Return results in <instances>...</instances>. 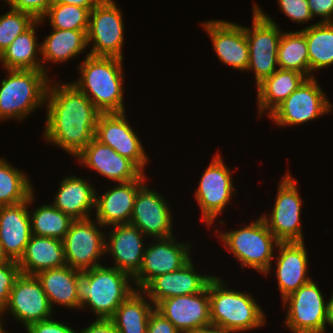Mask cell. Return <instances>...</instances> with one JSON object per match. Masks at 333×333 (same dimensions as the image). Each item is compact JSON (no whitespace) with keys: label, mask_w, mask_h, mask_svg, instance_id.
Wrapping results in <instances>:
<instances>
[{"label":"cell","mask_w":333,"mask_h":333,"mask_svg":"<svg viewBox=\"0 0 333 333\" xmlns=\"http://www.w3.org/2000/svg\"><path fill=\"white\" fill-rule=\"evenodd\" d=\"M44 139L76 157L95 138L100 112L73 83L50 80Z\"/></svg>","instance_id":"1"},{"label":"cell","mask_w":333,"mask_h":333,"mask_svg":"<svg viewBox=\"0 0 333 333\" xmlns=\"http://www.w3.org/2000/svg\"><path fill=\"white\" fill-rule=\"evenodd\" d=\"M123 59L96 57L89 53L77 65L79 77L73 83L100 113L125 112Z\"/></svg>","instance_id":"2"},{"label":"cell","mask_w":333,"mask_h":333,"mask_svg":"<svg viewBox=\"0 0 333 333\" xmlns=\"http://www.w3.org/2000/svg\"><path fill=\"white\" fill-rule=\"evenodd\" d=\"M131 279L128 273L103 264L79 271L76 288L80 309L90 307L97 319H110L121 303L136 291Z\"/></svg>","instance_id":"3"},{"label":"cell","mask_w":333,"mask_h":333,"mask_svg":"<svg viewBox=\"0 0 333 333\" xmlns=\"http://www.w3.org/2000/svg\"><path fill=\"white\" fill-rule=\"evenodd\" d=\"M225 280L213 276L209 281L212 327L240 333L266 324L265 313L252 294L234 291Z\"/></svg>","instance_id":"4"},{"label":"cell","mask_w":333,"mask_h":333,"mask_svg":"<svg viewBox=\"0 0 333 333\" xmlns=\"http://www.w3.org/2000/svg\"><path fill=\"white\" fill-rule=\"evenodd\" d=\"M0 85V121H22L45 105L50 82L43 70H5Z\"/></svg>","instance_id":"5"},{"label":"cell","mask_w":333,"mask_h":333,"mask_svg":"<svg viewBox=\"0 0 333 333\" xmlns=\"http://www.w3.org/2000/svg\"><path fill=\"white\" fill-rule=\"evenodd\" d=\"M232 231L215 230L223 246L240 261V267H250L265 277L272 269L274 249L279 241L260 216L256 221ZM220 232V233H219Z\"/></svg>","instance_id":"6"},{"label":"cell","mask_w":333,"mask_h":333,"mask_svg":"<svg viewBox=\"0 0 333 333\" xmlns=\"http://www.w3.org/2000/svg\"><path fill=\"white\" fill-rule=\"evenodd\" d=\"M252 10V26H244V30L249 45L247 71H254L257 86L279 69L277 55L283 31L258 4Z\"/></svg>","instance_id":"7"},{"label":"cell","mask_w":333,"mask_h":333,"mask_svg":"<svg viewBox=\"0 0 333 333\" xmlns=\"http://www.w3.org/2000/svg\"><path fill=\"white\" fill-rule=\"evenodd\" d=\"M315 77L307 78L268 117L279 127L296 126L320 118L333 111Z\"/></svg>","instance_id":"8"},{"label":"cell","mask_w":333,"mask_h":333,"mask_svg":"<svg viewBox=\"0 0 333 333\" xmlns=\"http://www.w3.org/2000/svg\"><path fill=\"white\" fill-rule=\"evenodd\" d=\"M114 0H102L90 11L87 45L93 43L89 55L123 59L124 20Z\"/></svg>","instance_id":"9"},{"label":"cell","mask_w":333,"mask_h":333,"mask_svg":"<svg viewBox=\"0 0 333 333\" xmlns=\"http://www.w3.org/2000/svg\"><path fill=\"white\" fill-rule=\"evenodd\" d=\"M286 174L278 184L275 204L270 215H261L279 242H304L301 226L303 199L298 193L297 180Z\"/></svg>","instance_id":"10"},{"label":"cell","mask_w":333,"mask_h":333,"mask_svg":"<svg viewBox=\"0 0 333 333\" xmlns=\"http://www.w3.org/2000/svg\"><path fill=\"white\" fill-rule=\"evenodd\" d=\"M231 173L232 170L226 167L217 153L201 176L194 197L200 207L202 222L205 221L208 227L212 226L217 216L223 214L232 197L237 194Z\"/></svg>","instance_id":"11"},{"label":"cell","mask_w":333,"mask_h":333,"mask_svg":"<svg viewBox=\"0 0 333 333\" xmlns=\"http://www.w3.org/2000/svg\"><path fill=\"white\" fill-rule=\"evenodd\" d=\"M282 303L283 308L287 307L283 322L291 332L317 333L326 327L327 301L314 280L299 287Z\"/></svg>","instance_id":"12"},{"label":"cell","mask_w":333,"mask_h":333,"mask_svg":"<svg viewBox=\"0 0 333 333\" xmlns=\"http://www.w3.org/2000/svg\"><path fill=\"white\" fill-rule=\"evenodd\" d=\"M98 226V227H97ZM96 219L74 220L63 239L66 265L84 271L99 266L105 257L106 235Z\"/></svg>","instance_id":"13"},{"label":"cell","mask_w":333,"mask_h":333,"mask_svg":"<svg viewBox=\"0 0 333 333\" xmlns=\"http://www.w3.org/2000/svg\"><path fill=\"white\" fill-rule=\"evenodd\" d=\"M154 241L146 246L141 268L133 276L136 290H141L154 277L181 269L192 259L190 242L179 243L174 235Z\"/></svg>","instance_id":"14"},{"label":"cell","mask_w":333,"mask_h":333,"mask_svg":"<svg viewBox=\"0 0 333 333\" xmlns=\"http://www.w3.org/2000/svg\"><path fill=\"white\" fill-rule=\"evenodd\" d=\"M127 119L126 112L101 113L97 121L95 139L131 160L145 173L144 169L149 158L140 138Z\"/></svg>","instance_id":"15"},{"label":"cell","mask_w":333,"mask_h":333,"mask_svg":"<svg viewBox=\"0 0 333 333\" xmlns=\"http://www.w3.org/2000/svg\"><path fill=\"white\" fill-rule=\"evenodd\" d=\"M24 324L25 329L33 323L52 318L49 299L36 275L21 273L14 282L4 312Z\"/></svg>","instance_id":"16"},{"label":"cell","mask_w":333,"mask_h":333,"mask_svg":"<svg viewBox=\"0 0 333 333\" xmlns=\"http://www.w3.org/2000/svg\"><path fill=\"white\" fill-rule=\"evenodd\" d=\"M155 309L181 333H196L211 327L209 282L202 292L166 298Z\"/></svg>","instance_id":"17"},{"label":"cell","mask_w":333,"mask_h":333,"mask_svg":"<svg viewBox=\"0 0 333 333\" xmlns=\"http://www.w3.org/2000/svg\"><path fill=\"white\" fill-rule=\"evenodd\" d=\"M171 211L164 197L145 183L136 195L129 224L148 238H167L174 235Z\"/></svg>","instance_id":"18"},{"label":"cell","mask_w":333,"mask_h":333,"mask_svg":"<svg viewBox=\"0 0 333 333\" xmlns=\"http://www.w3.org/2000/svg\"><path fill=\"white\" fill-rule=\"evenodd\" d=\"M211 38L213 51L220 62L231 68L247 71L249 63V45L244 26L234 22L211 19L201 23Z\"/></svg>","instance_id":"19"},{"label":"cell","mask_w":333,"mask_h":333,"mask_svg":"<svg viewBox=\"0 0 333 333\" xmlns=\"http://www.w3.org/2000/svg\"><path fill=\"white\" fill-rule=\"evenodd\" d=\"M78 163L87 166L112 182H128L139 179L144 173L129 159L110 146L93 138L76 156Z\"/></svg>","instance_id":"20"},{"label":"cell","mask_w":333,"mask_h":333,"mask_svg":"<svg viewBox=\"0 0 333 333\" xmlns=\"http://www.w3.org/2000/svg\"><path fill=\"white\" fill-rule=\"evenodd\" d=\"M106 233L105 254L115 260L112 267L132 277L140 270L145 251L146 236L134 225L117 224L109 226ZM108 234V235H107Z\"/></svg>","instance_id":"21"},{"label":"cell","mask_w":333,"mask_h":333,"mask_svg":"<svg viewBox=\"0 0 333 333\" xmlns=\"http://www.w3.org/2000/svg\"><path fill=\"white\" fill-rule=\"evenodd\" d=\"M145 175L146 173L137 180L118 182L101 196L96 191L94 214L96 220L106 226L104 229L112 225L129 224L138 190L148 179Z\"/></svg>","instance_id":"22"},{"label":"cell","mask_w":333,"mask_h":333,"mask_svg":"<svg viewBox=\"0 0 333 333\" xmlns=\"http://www.w3.org/2000/svg\"><path fill=\"white\" fill-rule=\"evenodd\" d=\"M192 259L181 269L151 279L141 291L156 306L160 301L202 292L214 275L198 274Z\"/></svg>","instance_id":"23"},{"label":"cell","mask_w":333,"mask_h":333,"mask_svg":"<svg viewBox=\"0 0 333 333\" xmlns=\"http://www.w3.org/2000/svg\"><path fill=\"white\" fill-rule=\"evenodd\" d=\"M34 194L22 203L0 207V242L5 254L16 262L22 257L32 235L28 206L34 203Z\"/></svg>","instance_id":"24"},{"label":"cell","mask_w":333,"mask_h":333,"mask_svg":"<svg viewBox=\"0 0 333 333\" xmlns=\"http://www.w3.org/2000/svg\"><path fill=\"white\" fill-rule=\"evenodd\" d=\"M276 271L282 300L308 283V253L304 242H279L276 248Z\"/></svg>","instance_id":"25"},{"label":"cell","mask_w":333,"mask_h":333,"mask_svg":"<svg viewBox=\"0 0 333 333\" xmlns=\"http://www.w3.org/2000/svg\"><path fill=\"white\" fill-rule=\"evenodd\" d=\"M59 184L60 187L51 204L73 220L91 218L96 200L94 185L77 175H68Z\"/></svg>","instance_id":"26"},{"label":"cell","mask_w":333,"mask_h":333,"mask_svg":"<svg viewBox=\"0 0 333 333\" xmlns=\"http://www.w3.org/2000/svg\"><path fill=\"white\" fill-rule=\"evenodd\" d=\"M17 263L21 273L28 275L65 266L63 240L32 234Z\"/></svg>","instance_id":"27"},{"label":"cell","mask_w":333,"mask_h":333,"mask_svg":"<svg viewBox=\"0 0 333 333\" xmlns=\"http://www.w3.org/2000/svg\"><path fill=\"white\" fill-rule=\"evenodd\" d=\"M80 270L68 265L46 269L36 274L42 288L47 295L52 309L54 305H61L68 309H80L78 292L76 288L77 273Z\"/></svg>","instance_id":"28"},{"label":"cell","mask_w":333,"mask_h":333,"mask_svg":"<svg viewBox=\"0 0 333 333\" xmlns=\"http://www.w3.org/2000/svg\"><path fill=\"white\" fill-rule=\"evenodd\" d=\"M306 79L307 77L298 71L283 69H278L266 77L257 85L258 117L266 111L269 115Z\"/></svg>","instance_id":"29"},{"label":"cell","mask_w":333,"mask_h":333,"mask_svg":"<svg viewBox=\"0 0 333 333\" xmlns=\"http://www.w3.org/2000/svg\"><path fill=\"white\" fill-rule=\"evenodd\" d=\"M41 43L43 71L48 74L47 62L63 63L82 54L87 48V30H63L51 28ZM47 67V68H46Z\"/></svg>","instance_id":"30"},{"label":"cell","mask_w":333,"mask_h":333,"mask_svg":"<svg viewBox=\"0 0 333 333\" xmlns=\"http://www.w3.org/2000/svg\"><path fill=\"white\" fill-rule=\"evenodd\" d=\"M39 24L40 20H37L1 53L0 62L5 70H43L41 57L38 58L41 44L36 42L35 35Z\"/></svg>","instance_id":"31"},{"label":"cell","mask_w":333,"mask_h":333,"mask_svg":"<svg viewBox=\"0 0 333 333\" xmlns=\"http://www.w3.org/2000/svg\"><path fill=\"white\" fill-rule=\"evenodd\" d=\"M144 295L141 290L134 291L110 318L119 333H147L148 320L155 305Z\"/></svg>","instance_id":"32"},{"label":"cell","mask_w":333,"mask_h":333,"mask_svg":"<svg viewBox=\"0 0 333 333\" xmlns=\"http://www.w3.org/2000/svg\"><path fill=\"white\" fill-rule=\"evenodd\" d=\"M300 31L308 44L309 78L316 77L313 73L315 70L320 71L333 64V22H317L300 28Z\"/></svg>","instance_id":"33"},{"label":"cell","mask_w":333,"mask_h":333,"mask_svg":"<svg viewBox=\"0 0 333 333\" xmlns=\"http://www.w3.org/2000/svg\"><path fill=\"white\" fill-rule=\"evenodd\" d=\"M277 59L279 69L298 71L309 78L308 44L300 30L282 33Z\"/></svg>","instance_id":"34"},{"label":"cell","mask_w":333,"mask_h":333,"mask_svg":"<svg viewBox=\"0 0 333 333\" xmlns=\"http://www.w3.org/2000/svg\"><path fill=\"white\" fill-rule=\"evenodd\" d=\"M26 173L0 158V207L28 200L34 192Z\"/></svg>","instance_id":"35"},{"label":"cell","mask_w":333,"mask_h":333,"mask_svg":"<svg viewBox=\"0 0 333 333\" xmlns=\"http://www.w3.org/2000/svg\"><path fill=\"white\" fill-rule=\"evenodd\" d=\"M31 233L63 240L74 221L69 215L56 209L51 203L43 204L30 214Z\"/></svg>","instance_id":"36"},{"label":"cell","mask_w":333,"mask_h":333,"mask_svg":"<svg viewBox=\"0 0 333 333\" xmlns=\"http://www.w3.org/2000/svg\"><path fill=\"white\" fill-rule=\"evenodd\" d=\"M90 9L76 5L52 4L39 19H49L50 27L63 30H88Z\"/></svg>","instance_id":"37"},{"label":"cell","mask_w":333,"mask_h":333,"mask_svg":"<svg viewBox=\"0 0 333 333\" xmlns=\"http://www.w3.org/2000/svg\"><path fill=\"white\" fill-rule=\"evenodd\" d=\"M37 19L30 13L10 8L0 16V55L17 36L29 29Z\"/></svg>","instance_id":"38"},{"label":"cell","mask_w":333,"mask_h":333,"mask_svg":"<svg viewBox=\"0 0 333 333\" xmlns=\"http://www.w3.org/2000/svg\"><path fill=\"white\" fill-rule=\"evenodd\" d=\"M21 274L16 261L0 264V305L4 308L8 303L15 280Z\"/></svg>","instance_id":"39"},{"label":"cell","mask_w":333,"mask_h":333,"mask_svg":"<svg viewBox=\"0 0 333 333\" xmlns=\"http://www.w3.org/2000/svg\"><path fill=\"white\" fill-rule=\"evenodd\" d=\"M277 4L281 12L293 22L304 25L313 19L309 11L308 0H278Z\"/></svg>","instance_id":"40"},{"label":"cell","mask_w":333,"mask_h":333,"mask_svg":"<svg viewBox=\"0 0 333 333\" xmlns=\"http://www.w3.org/2000/svg\"><path fill=\"white\" fill-rule=\"evenodd\" d=\"M10 8L32 14L39 20L53 4V0H5Z\"/></svg>","instance_id":"41"},{"label":"cell","mask_w":333,"mask_h":333,"mask_svg":"<svg viewBox=\"0 0 333 333\" xmlns=\"http://www.w3.org/2000/svg\"><path fill=\"white\" fill-rule=\"evenodd\" d=\"M53 319L54 318H50L30 324L25 330L27 333H78V331L70 327V325L68 326L63 322Z\"/></svg>","instance_id":"42"},{"label":"cell","mask_w":333,"mask_h":333,"mask_svg":"<svg viewBox=\"0 0 333 333\" xmlns=\"http://www.w3.org/2000/svg\"><path fill=\"white\" fill-rule=\"evenodd\" d=\"M147 333H181L166 317L155 308L150 313Z\"/></svg>","instance_id":"43"},{"label":"cell","mask_w":333,"mask_h":333,"mask_svg":"<svg viewBox=\"0 0 333 333\" xmlns=\"http://www.w3.org/2000/svg\"><path fill=\"white\" fill-rule=\"evenodd\" d=\"M311 16L322 17L318 23L333 22V0H308Z\"/></svg>","instance_id":"44"},{"label":"cell","mask_w":333,"mask_h":333,"mask_svg":"<svg viewBox=\"0 0 333 333\" xmlns=\"http://www.w3.org/2000/svg\"><path fill=\"white\" fill-rule=\"evenodd\" d=\"M78 333H119L110 319H97Z\"/></svg>","instance_id":"45"},{"label":"cell","mask_w":333,"mask_h":333,"mask_svg":"<svg viewBox=\"0 0 333 333\" xmlns=\"http://www.w3.org/2000/svg\"><path fill=\"white\" fill-rule=\"evenodd\" d=\"M102 0H53V4L76 5L93 10Z\"/></svg>","instance_id":"46"},{"label":"cell","mask_w":333,"mask_h":333,"mask_svg":"<svg viewBox=\"0 0 333 333\" xmlns=\"http://www.w3.org/2000/svg\"><path fill=\"white\" fill-rule=\"evenodd\" d=\"M327 301V325L333 327V292Z\"/></svg>","instance_id":"47"},{"label":"cell","mask_w":333,"mask_h":333,"mask_svg":"<svg viewBox=\"0 0 333 333\" xmlns=\"http://www.w3.org/2000/svg\"><path fill=\"white\" fill-rule=\"evenodd\" d=\"M196 333H236V332H232V331H228L225 329H220V328H216V327H208L205 329H202Z\"/></svg>","instance_id":"48"},{"label":"cell","mask_w":333,"mask_h":333,"mask_svg":"<svg viewBox=\"0 0 333 333\" xmlns=\"http://www.w3.org/2000/svg\"><path fill=\"white\" fill-rule=\"evenodd\" d=\"M11 260L9 259V257L5 254L3 246L0 242V264H5V263H9Z\"/></svg>","instance_id":"49"},{"label":"cell","mask_w":333,"mask_h":333,"mask_svg":"<svg viewBox=\"0 0 333 333\" xmlns=\"http://www.w3.org/2000/svg\"><path fill=\"white\" fill-rule=\"evenodd\" d=\"M2 316H4V308L0 305V333H7L5 330H4V326L2 324Z\"/></svg>","instance_id":"50"},{"label":"cell","mask_w":333,"mask_h":333,"mask_svg":"<svg viewBox=\"0 0 333 333\" xmlns=\"http://www.w3.org/2000/svg\"><path fill=\"white\" fill-rule=\"evenodd\" d=\"M326 328H327V327H325L324 329H322L321 331H319V332H317V333H326V331H327ZM332 333H333V332H332Z\"/></svg>","instance_id":"51"}]
</instances>
